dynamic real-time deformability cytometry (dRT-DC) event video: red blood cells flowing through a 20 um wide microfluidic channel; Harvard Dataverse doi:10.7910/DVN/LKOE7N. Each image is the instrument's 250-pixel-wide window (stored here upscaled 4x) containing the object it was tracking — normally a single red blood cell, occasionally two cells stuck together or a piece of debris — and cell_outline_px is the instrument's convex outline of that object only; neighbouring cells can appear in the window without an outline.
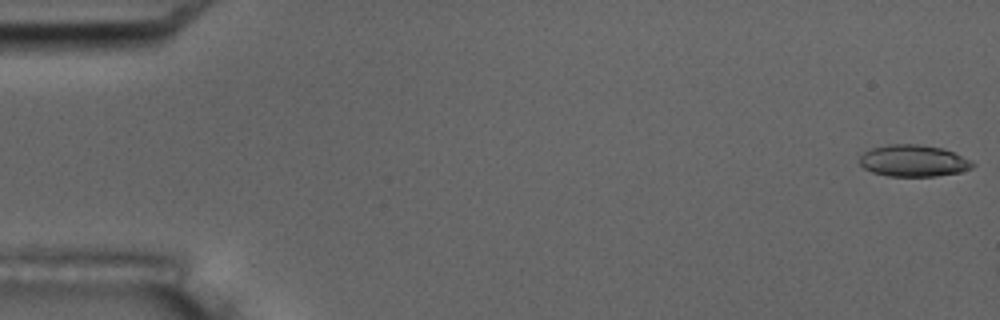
{"species": "common noctule bat (a hibernating species)", "species_latin": "Nyctalus noctula", "temperature_condition": "room temperature", "stored_images_in_passage": 8, "camera_frame_rate_fps": 3000, "um_per_image_px": 0.085, "animal": {"sex": "male", "body_mass_g": 17.5, "forearm_length_mm": 52.3}, "frame": {"image": 1, "passage_image": 1, "time_ms": 0.0, "image_size_px": [1000, 320], "cell_outline_px": [[976, 164], [972, 168], [960, 172], [936, 176], [888, 176], [872, 172], [864, 168], [860, 164], [860, 156], [864, 152], [872, 148], [888, 144], [916, 144], [944, 148], [972, 160]], "centroid_in_image_um": [77.67, 13.66], "position_along_channel_um": 7.3, "area_um2": 20.98}}